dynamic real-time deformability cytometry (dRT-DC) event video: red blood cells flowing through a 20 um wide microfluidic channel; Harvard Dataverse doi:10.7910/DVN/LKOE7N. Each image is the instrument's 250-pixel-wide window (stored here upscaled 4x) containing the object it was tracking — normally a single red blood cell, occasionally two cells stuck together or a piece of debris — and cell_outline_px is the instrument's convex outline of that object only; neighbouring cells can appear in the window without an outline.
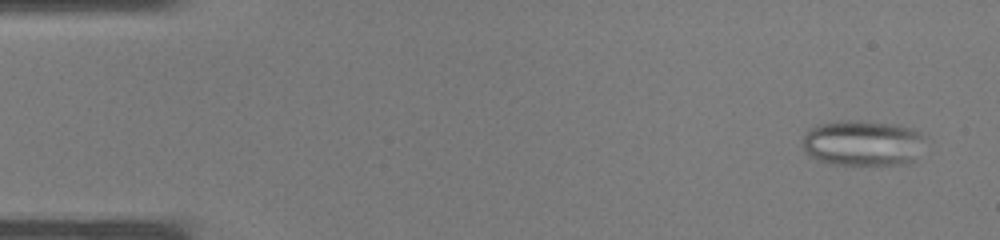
{"species": "common noctule bat (a hibernating species)", "species_latin": "Nyctalus noctula", "temperature_condition": "warm", "stored_images_in_passage": 37, "camera_frame_rate_fps": 3000, "um_per_image_px": 0.085, "animal": {"sex": "male", "body_mass_g": 19.0, "forearm_length_mm": 50.8}, "frame": {"image": 1, "passage_image": 2, "time_ms": 0.333, "image_size_px": [1000, 240], "cell_outline_px": [[920, 136], [916, 160], [908, 164], [832, 164], [816, 160], [808, 156], [804, 152], [804, 136], [808, 128], [816, 124], [840, 120], [860, 120], [900, 124], [912, 128], [920, 132]], "centroid_in_image_um": [73.25, 12.14], "position_along_channel_um": 11.7, "area_um2": 32.71}}
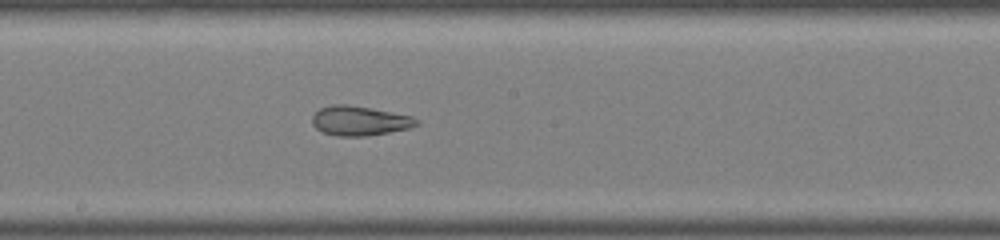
{"frame": {"image": 2, "passage_image": 20, "time_ms": 6.333, "image_size_px": [1000, 240], "cell_outline_px": [[420, 124], [408, 128], [388, 132], [364, 136], [336, 136], [324, 132], [316, 128], [312, 124], [312, 116], [320, 108], [332, 104], [344, 104], [372, 108], [412, 116], [420, 120]], "centroid_in_image_um": [30.57, 10.26], "position_along_channel_um": 217.6, "area_um2": 17.92}}
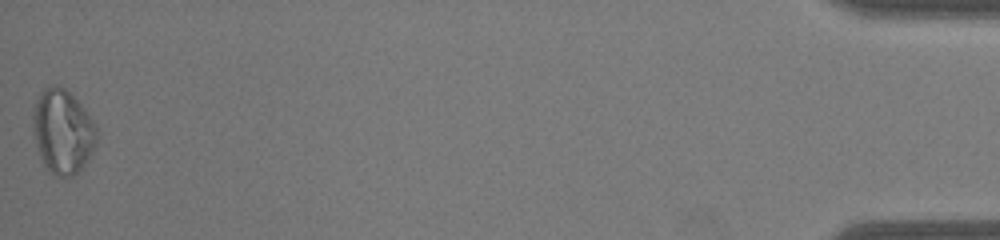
{"frame": {"image": 3, "passage_image": 37, "time_ms": 12.0, "image_size_px": [1000, 240], "cell_outline_px": [[96, 144], [92, 152], [84, 164], [72, 176], [56, 176], [44, 164], [40, 156], [36, 144], [32, 116], [36, 100], [40, 92], [44, 88], [52, 84], [56, 84], [64, 88], [80, 104], [96, 124]], "centroid_in_image_um": [5.32, 11.15], "position_along_channel_um": 429.9, "area_um2": 30.81}}